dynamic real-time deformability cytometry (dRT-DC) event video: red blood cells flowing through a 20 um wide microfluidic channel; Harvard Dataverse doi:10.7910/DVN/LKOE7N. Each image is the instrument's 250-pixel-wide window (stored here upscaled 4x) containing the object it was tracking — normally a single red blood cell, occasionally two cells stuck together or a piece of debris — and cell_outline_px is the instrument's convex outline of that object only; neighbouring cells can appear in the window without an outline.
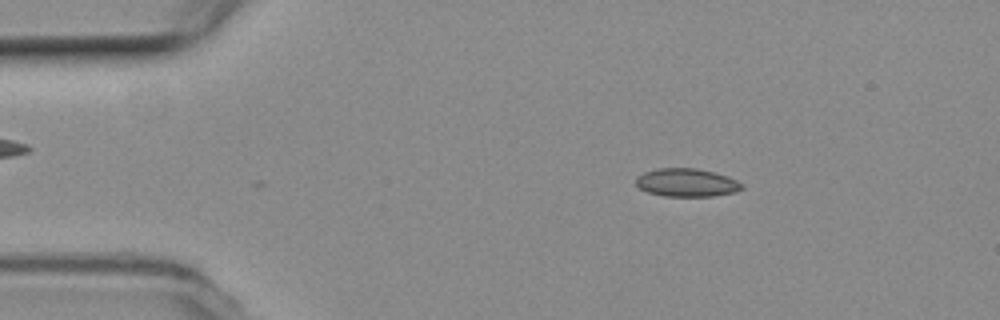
{"species": "common noctule bat (a hibernating species)", "species_latin": "Nyctalus noctula", "temperature_condition": "room temperature", "stored_images_in_passage": 34, "camera_frame_rate_fps": 3000, "um_per_image_px": 0.085, "animal": {"sex": "female", "body_mass_g": 19.3, "forearm_length_mm": 54.1}, "frame": {"image": 1, "passage_image": 2, "time_ms": 0.333, "image_size_px": [1000, 320], "cell_outline_px": [[744, 188], [736, 192], [712, 196], [664, 196], [648, 192], [640, 188], [636, 184], [636, 176], [644, 172], [656, 168], [696, 168], [712, 172], [736, 180], [744, 184]], "centroid_in_image_um": [58.35, 15.52], "position_along_channel_um": 26.6, "area_um2": 17.34}}
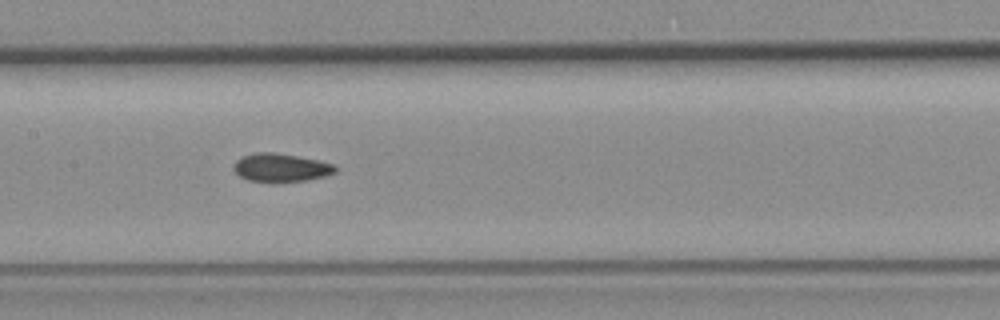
{"frame": {"image": 2, "passage_image": 19, "time_ms": 6.0, "image_size_px": [1000, 320], "cell_outline_px": [[336, 172], [324, 176], [308, 180], [272, 184], [248, 180], [240, 176], [232, 168], [236, 160], [244, 156], [256, 152], [272, 152], [296, 156], [316, 160], [332, 164], [336, 168]], "centroid_in_image_um": [23.83, 14.28], "position_along_channel_um": 183.6, "area_um2": 16.94}}
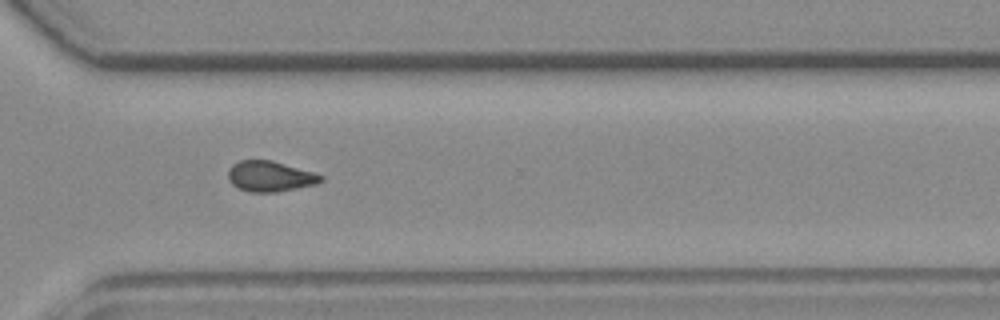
{"frame": {"image": 3, "passage_image": 32, "time_ms": 10.333, "image_size_px": [1000, 320], "cell_outline_px": [[324, 180], [316, 184], [276, 192], [248, 192], [232, 184], [228, 180], [228, 168], [232, 164], [240, 160], [272, 160], [312, 172], [324, 176]], "centroid_in_image_um": [22.93, 14.98], "position_along_channel_um": 347.7, "area_um2": 16.47}, "authors_computed_cell_mechanics": {"area_um2": 16.9065, "velocity_mm_per_s": 3.7964, "shape_relaxation_time_tau1_ms": null, "shape_relaxation_time_tau2_ms": 4.7011, "deformation_change_tau1": null, "deformation_change_tau2": 0.0869}}